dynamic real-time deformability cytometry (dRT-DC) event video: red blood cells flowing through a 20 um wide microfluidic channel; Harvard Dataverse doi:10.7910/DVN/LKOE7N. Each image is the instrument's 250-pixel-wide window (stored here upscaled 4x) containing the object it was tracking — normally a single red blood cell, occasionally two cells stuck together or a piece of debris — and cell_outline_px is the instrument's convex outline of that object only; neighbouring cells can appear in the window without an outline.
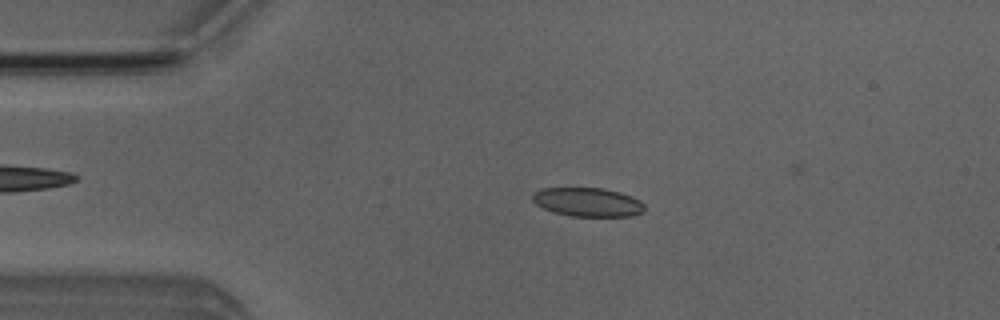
{"species": "Egyptian fruit bat (a non-hibernating species)", "species_latin": "Rousettus aegyptiacus", "temperature_condition": "room temperature", "stored_images_in_passage": 49, "camera_frame_rate_fps": 3000, "um_per_image_px": 0.085, "animal": {"sex": "male"}, "frame": {"image": 1, "passage_image": 9, "time_ms": 2.667, "image_size_px": [1000, 320], "cell_outline_px": [[644, 212], [632, 216], [572, 216], [552, 212], [536, 204], [532, 200], [532, 192], [540, 188], [604, 188], [620, 192], [640, 200], [644, 204]], "centroid_in_image_um": [49.94, 17.17], "position_along_channel_um": 35.1, "area_um2": 18.96}}
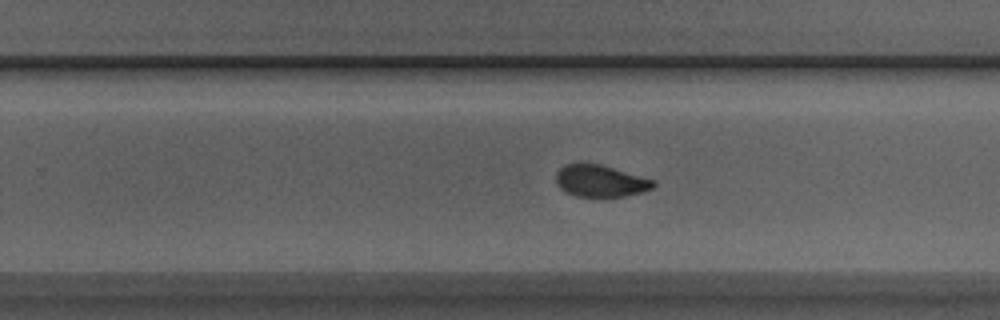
{"frame": {"image": 2, "passage_image": 30, "time_ms": 9.667, "image_size_px": [1000, 320], "cell_outline_px": [[656, 184], [652, 188], [640, 192], [624, 196], [576, 196], [564, 192], [556, 184], [556, 172], [564, 164], [580, 160], [600, 164], [656, 180]], "centroid_in_image_um": [50.97, 15.33], "position_along_channel_um": 278.8, "area_um2": 18.5}}
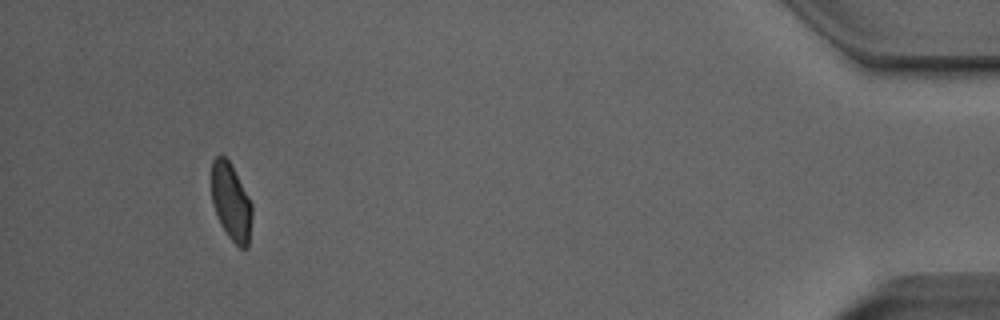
{"frame": {"image": 3, "passage_image": 46, "time_ms": 15.0, "image_size_px": [1000, 320], "cell_outline_px": [[252, 216], [248, 248], [240, 248], [228, 236], [220, 224], [212, 204], [212, 160], [216, 156], [224, 156], [228, 160], [248, 196], [252, 204]], "centroid_in_image_um": [19.64, 17.2], "position_along_channel_um": 415.6, "area_um2": 18.03}, "authors_computed_cell_mechanics": {"area_um2": 19.1896, "velocity_mm_per_s": 3.9688, "shape_relaxation_time_tau1_ms": null, "shape_relaxation_time_tau2_ms": 1.019, "deformation_change_tau1": null, "deformation_change_tau2": 0.0557}}